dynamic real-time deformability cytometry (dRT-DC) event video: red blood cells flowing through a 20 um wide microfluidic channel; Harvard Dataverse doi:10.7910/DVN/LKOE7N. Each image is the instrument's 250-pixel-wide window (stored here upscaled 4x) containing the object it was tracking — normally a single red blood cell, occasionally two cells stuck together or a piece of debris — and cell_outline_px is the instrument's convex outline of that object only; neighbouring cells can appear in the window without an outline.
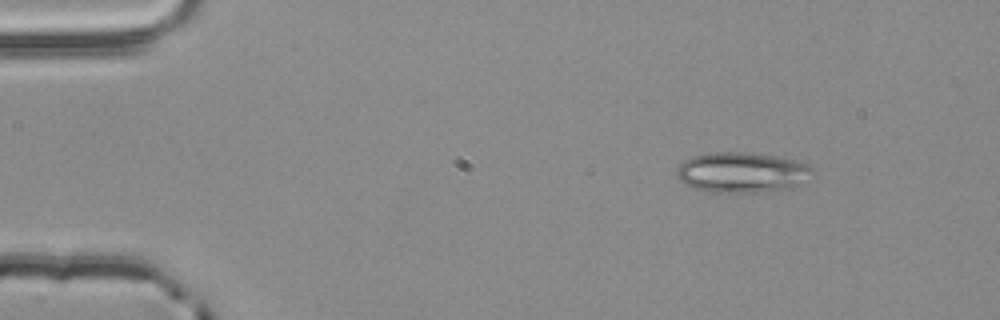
{"species": "common noctule bat (a hibernating species)", "species_latin": "Nyctalus noctula", "temperature_condition": "room temperature", "stored_images_in_passage": 3, "camera_frame_rate_fps": 3000, "um_per_image_px": 0.085, "animal": {"sex": "male", "body_mass_g": 20.4}, "frame": {"image": 1, "passage_image": 1, "time_ms": 0.0, "image_size_px": [1000, 320], "cell_outline_px": [[812, 172], [800, 184], [792, 188], [724, 196], [692, 188], [684, 184], [676, 176], [676, 168], [684, 160], [692, 156], [708, 152], [740, 152], [776, 156], [792, 160], [804, 164], [812, 168]], "centroid_in_image_um": [62.95, 14.7], "position_along_channel_um": 22.0, "area_um2": 32.54}}